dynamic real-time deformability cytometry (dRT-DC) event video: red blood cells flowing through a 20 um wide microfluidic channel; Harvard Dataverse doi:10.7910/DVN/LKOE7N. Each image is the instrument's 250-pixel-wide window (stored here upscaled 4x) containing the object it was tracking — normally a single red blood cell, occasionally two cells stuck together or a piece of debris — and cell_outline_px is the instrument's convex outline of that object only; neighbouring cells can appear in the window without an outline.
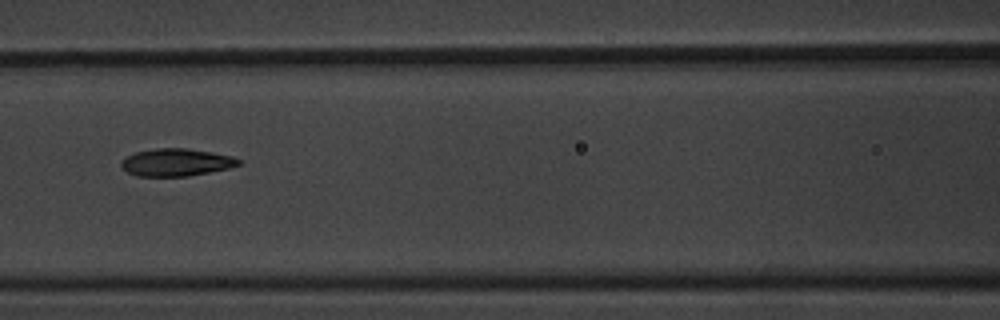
{"species": "common noctule bat (a hibernating species)", "species_latin": "Nyctalus noctula", "temperature_condition": "warm", "stored_images_in_passage": 9, "camera_frame_rate_fps": 3000, "um_per_image_px": 0.085, "animal": {"sex": "male", "body_mass_g": 20.1, "forearm_length_mm": 53.5}, "frame": {"image": 1, "passage_image": 6, "time_ms": 1.667, "image_size_px": [1000, 320], "cell_outline_px": [[240, 164], [228, 168], [188, 176], [136, 176], [128, 172], [120, 164], [128, 156], [136, 152], [156, 148], [188, 148], [212, 152], [232, 156], [240, 160]], "centroid_in_image_um": [14.99, 13.79], "position_along_channel_um": 151.6, "area_um2": 18.55}}
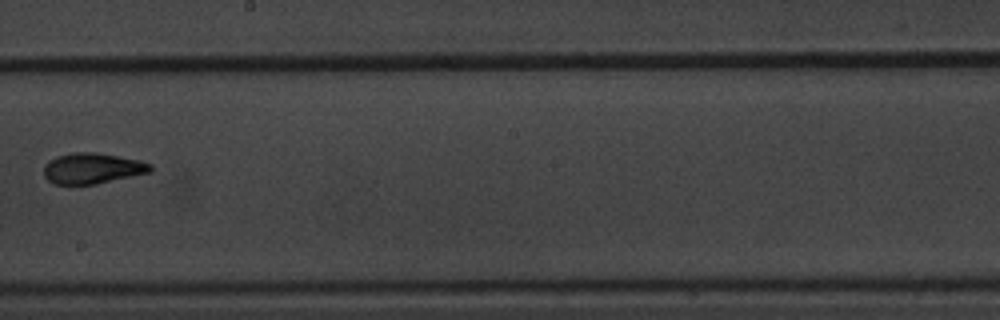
{"frame": {"image": 2, "passage_image": 8, "time_ms": 2.333, "image_size_px": [1000, 320], "cell_outline_px": [[152, 172], [96, 184], [56, 184], [48, 180], [44, 176], [44, 164], [48, 160], [56, 156], [72, 152], [96, 152], [140, 160], [152, 164]], "centroid_in_image_um": [7.85, 14.3], "position_along_channel_um": 240.3, "area_um2": 19.25}}
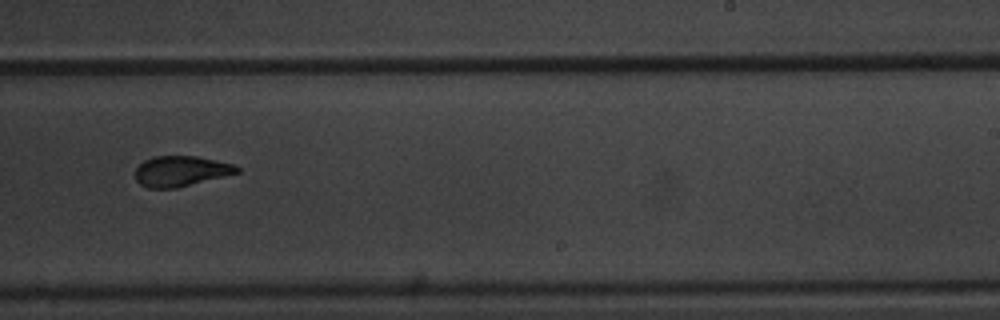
{"frame": {"image": 3, "passage_image": 9, "time_ms": 2.667, "image_size_px": [1000, 320], "cell_outline_px": [[240, 172], [176, 188], [148, 188], [140, 184], [136, 180], [136, 168], [144, 160], [156, 156], [196, 156], [216, 160], [232, 164], [240, 168]], "centroid_in_image_um": [15.36, 14.54], "position_along_channel_um": 273.6, "area_um2": 17.86}}